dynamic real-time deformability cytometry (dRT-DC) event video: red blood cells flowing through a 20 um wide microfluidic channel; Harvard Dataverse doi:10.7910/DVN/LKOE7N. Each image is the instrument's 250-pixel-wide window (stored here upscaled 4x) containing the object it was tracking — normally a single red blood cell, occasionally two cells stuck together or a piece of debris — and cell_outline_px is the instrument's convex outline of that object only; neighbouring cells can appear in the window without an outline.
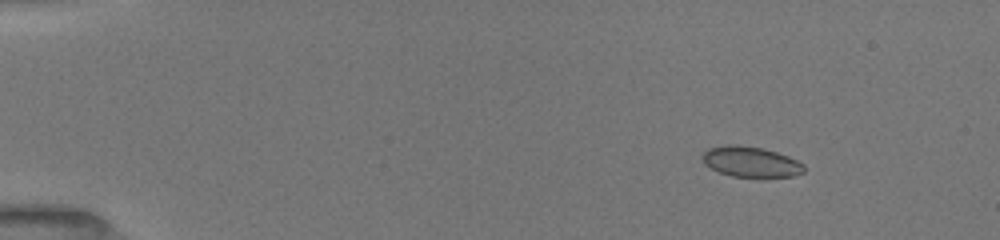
{"species": "common noctule bat (a hibernating species)", "species_latin": "Nyctalus noctula", "temperature_condition": "room temperature", "stored_images_in_passage": 46, "camera_frame_rate_fps": 3000, "um_per_image_px": 0.085, "animal": {"sex": "female", "body_mass_g": 19.5, "forearm_length_mm": 54.1}, "frame": {"image": 1, "passage_image": 1, "time_ms": 0.0, "image_size_px": [1000, 240], "cell_outline_px": [[804, 172], [792, 176], [732, 176], [720, 172], [704, 164], [700, 156], [708, 148], [724, 144], [736, 144], [764, 148], [788, 156], [804, 164]], "centroid_in_image_um": [63.78, 13.72], "position_along_channel_um": 21.2, "area_um2": 17.98}}
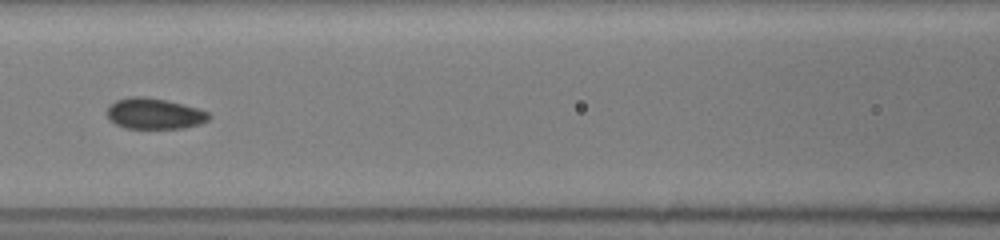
{"frame": {"image": 2, "passage_image": 19, "time_ms": 6.0, "image_size_px": [1000, 240], "cell_outline_px": [[212, 116], [208, 120], [200, 124], [184, 128], [124, 128], [108, 120], [108, 108], [116, 100], [132, 96], [144, 96], [164, 100], [196, 108], [208, 112]], "centroid_in_image_um": [13.12, 9.67], "position_along_channel_um": 153.5, "area_um2": 18.15}}
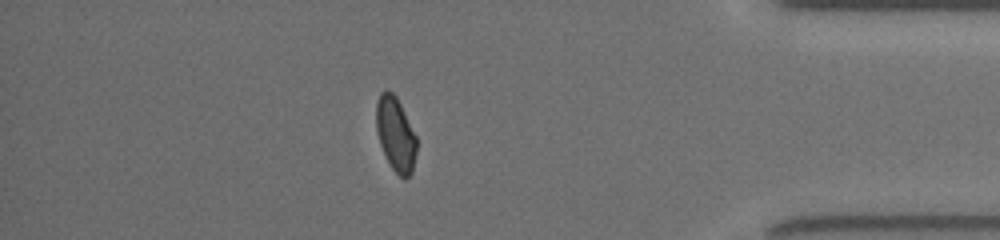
{"frame": {"image": 3, "passage_image": 40, "time_ms": 13.0, "image_size_px": [1000, 240], "cell_outline_px": [[416, 152], [412, 172], [404, 180], [392, 168], [380, 144], [376, 132], [376, 104], [380, 92], [388, 88], [396, 96], [416, 136]], "centroid_in_image_um": [33.61, 11.38], "position_along_channel_um": 401.6, "area_um2": 17.34}, "authors_computed_cell_mechanics": {"area_um2": 18.1781, "velocity_mm_per_s": 3.9884, "shape_relaxation_time_tau1_ms": 5.9817, "shape_relaxation_time_tau2_ms": 0.9362, "deformation_change_tau1": 0.0921, "deformation_change_tau2": 0.0434}}